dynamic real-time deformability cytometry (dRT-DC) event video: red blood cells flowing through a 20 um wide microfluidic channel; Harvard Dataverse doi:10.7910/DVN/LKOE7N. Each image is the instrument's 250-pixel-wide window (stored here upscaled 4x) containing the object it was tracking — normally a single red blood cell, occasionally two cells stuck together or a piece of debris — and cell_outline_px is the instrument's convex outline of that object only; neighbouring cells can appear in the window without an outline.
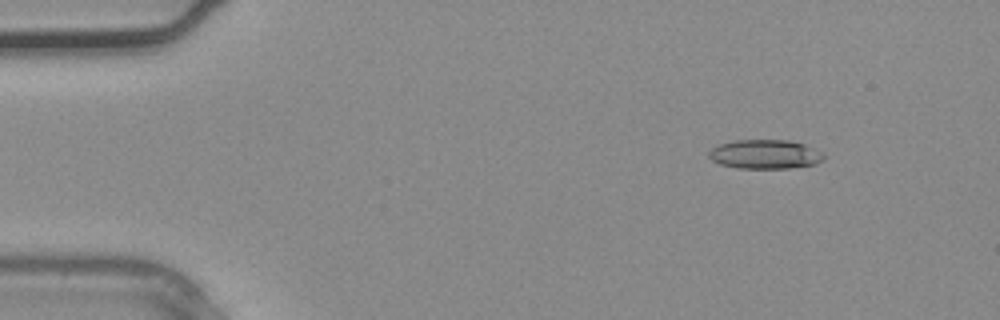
{"species": "common noctule bat (a hibernating species)", "species_latin": "Nyctalus noctula", "temperature_condition": "warm", "stored_images_in_passage": 3, "camera_frame_rate_fps": 3000, "um_per_image_px": 0.085, "animal": {"sex": "male", "body_mass_g": 20.4}, "frame": {"image": 1, "passage_image": 1, "time_ms": 0.0, "image_size_px": [1000, 320], "cell_outline_px": [[824, 160], [816, 164], [788, 168], [736, 168], [720, 164], [712, 160], [708, 156], [708, 152], [712, 148], [720, 144], [736, 140], [788, 140], [804, 144], [820, 152], [824, 156]], "centroid_in_image_um": [65.01, 13.12], "position_along_channel_um": 20.0, "area_um2": 19.42}}